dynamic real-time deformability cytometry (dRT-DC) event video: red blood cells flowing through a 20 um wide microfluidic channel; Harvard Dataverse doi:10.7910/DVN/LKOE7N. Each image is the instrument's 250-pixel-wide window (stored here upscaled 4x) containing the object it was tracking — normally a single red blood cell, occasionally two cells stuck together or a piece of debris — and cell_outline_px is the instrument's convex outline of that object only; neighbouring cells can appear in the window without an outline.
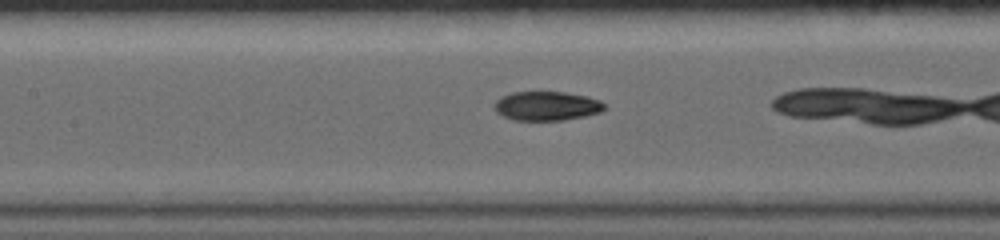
{"species": "common noctule bat (a hibernating species)", "species_latin": "Nyctalus noctula", "temperature_condition": "warm", "stored_images_in_passage": 18, "camera_frame_rate_fps": 5000, "um_per_image_px": 0.085, "animal": {"sex": "female", "body_mass_g": 19.0, "forearm_length_mm": 56.7}, "frame": {"image": 1, "passage_image": 6, "time_ms": 2.8, "image_size_px": [1000, 240], "cell_outline_px": [[608, 108], [600, 112], [584, 116], [564, 120], [512, 120], [496, 112], [496, 100], [500, 96], [512, 92], [564, 92], [588, 96], [600, 100]], "centroid_in_image_um": [46.5, 9.0], "position_along_channel_um": 160.9, "area_um2": 18.73}}
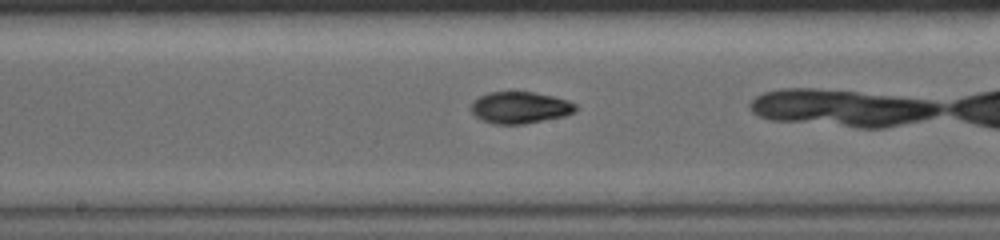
{"frame": {"image": 2, "passage_image": 8, "time_ms": 4.0, "image_size_px": [1000, 240], "cell_outline_px": [[576, 112], [564, 116], [524, 124], [492, 124], [480, 120], [472, 112], [472, 100], [488, 92], [532, 92], [552, 96], [568, 100], [576, 104]], "centroid_in_image_um": [44.19, 9.15], "position_along_channel_um": 204.0, "area_um2": 19.36}}
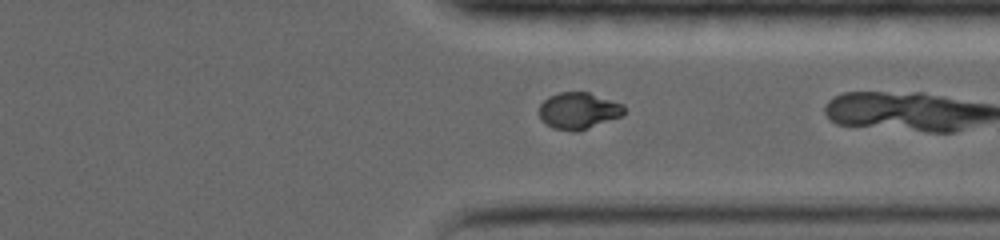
{"frame": {"image": 3, "passage_image": 16, "time_ms": 8.4, "image_size_px": [1000, 240], "cell_outline_px": [[624, 116], [588, 128], [572, 132], [552, 128], [540, 120], [540, 104], [548, 96], [560, 92], [588, 92], [624, 104]], "centroid_in_image_um": [49.18, 9.41], "position_along_channel_um": 362.2, "area_um2": 18.26}}